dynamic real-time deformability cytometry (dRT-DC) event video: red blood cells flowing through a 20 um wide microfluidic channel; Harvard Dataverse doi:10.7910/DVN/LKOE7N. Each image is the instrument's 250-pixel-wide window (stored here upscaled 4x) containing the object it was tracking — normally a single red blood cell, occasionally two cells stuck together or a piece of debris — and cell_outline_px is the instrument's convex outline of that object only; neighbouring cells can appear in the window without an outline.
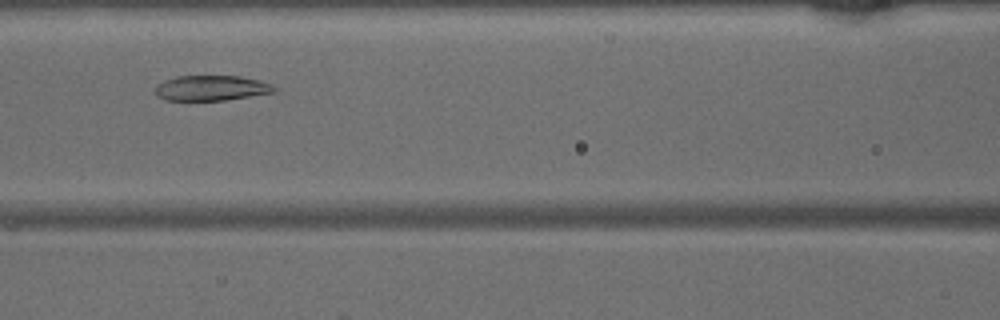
{"species": "common noctule bat (a hibernating species)", "species_latin": "Nyctalus noctula", "temperature_condition": "warm", "stored_images_in_passage": 39, "camera_frame_rate_fps": 3000, "um_per_image_px": 0.085, "animal": {"sex": "male", "body_mass_g": 15.6}, "frame": {"image": 1, "passage_image": 12, "time_ms": 3.667, "image_size_px": [1000, 320], "cell_outline_px": [[276, 92], [224, 100], [164, 100], [156, 96], [156, 84], [164, 80], [176, 76], [240, 76], [272, 84], [276, 88]], "centroid_in_image_um": [17.93, 7.48], "position_along_channel_um": 148.7, "area_um2": 17.46}}
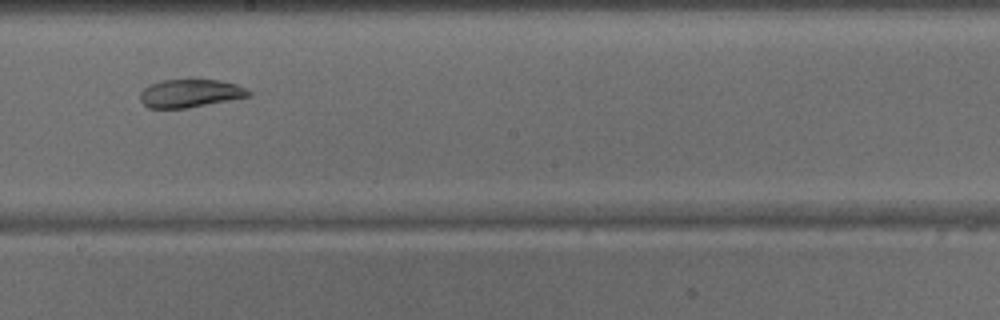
{"frame": {"image": 2, "passage_image": 18, "time_ms": 5.667, "image_size_px": [1000, 320], "cell_outline_px": [[252, 96], [188, 108], [148, 108], [140, 100], [140, 92], [144, 88], [152, 84], [164, 80], [220, 80], [236, 84], [252, 92]], "centroid_in_image_um": [16.19, 7.94], "position_along_channel_um": 232.0, "area_um2": 17.69}}
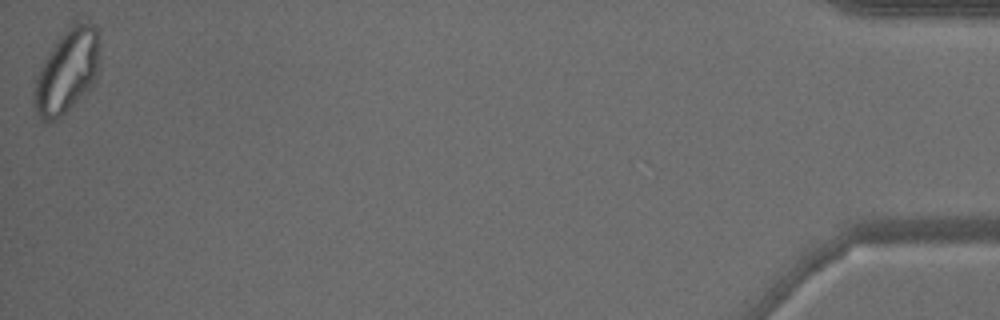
{"frame": {"image": 3, "passage_image": 39, "time_ms": 12.667, "image_size_px": [1000, 320], "cell_outline_px": [[100, 44], [96, 76], [92, 84], [56, 120], [44, 120], [32, 108], [32, 92], [36, 76], [44, 60], [56, 40], [72, 24], [88, 20], [96, 28]], "centroid_in_image_um": [5.66, 6.02], "position_along_channel_um": 429.5, "area_um2": 31.5}}